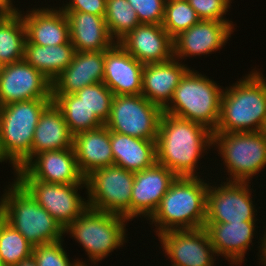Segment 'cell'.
Wrapping results in <instances>:
<instances>
[{
    "label": "cell",
    "instance_id": "74e56055",
    "mask_svg": "<svg viewBox=\"0 0 266 266\" xmlns=\"http://www.w3.org/2000/svg\"><path fill=\"white\" fill-rule=\"evenodd\" d=\"M64 4V7H60L63 11L85 12L96 16H105L106 13V0H69Z\"/></svg>",
    "mask_w": 266,
    "mask_h": 266
},
{
    "label": "cell",
    "instance_id": "44dd1931",
    "mask_svg": "<svg viewBox=\"0 0 266 266\" xmlns=\"http://www.w3.org/2000/svg\"><path fill=\"white\" fill-rule=\"evenodd\" d=\"M255 223H205L204 229L217 256H224L232 265H241L255 236Z\"/></svg>",
    "mask_w": 266,
    "mask_h": 266
},
{
    "label": "cell",
    "instance_id": "e0dca14e",
    "mask_svg": "<svg viewBox=\"0 0 266 266\" xmlns=\"http://www.w3.org/2000/svg\"><path fill=\"white\" fill-rule=\"evenodd\" d=\"M144 64L131 56L119 43L105 51L103 83L115 95L142 92Z\"/></svg>",
    "mask_w": 266,
    "mask_h": 266
},
{
    "label": "cell",
    "instance_id": "f35d334b",
    "mask_svg": "<svg viewBox=\"0 0 266 266\" xmlns=\"http://www.w3.org/2000/svg\"><path fill=\"white\" fill-rule=\"evenodd\" d=\"M13 0H0V13L2 15H15L20 12L19 8L14 7Z\"/></svg>",
    "mask_w": 266,
    "mask_h": 266
},
{
    "label": "cell",
    "instance_id": "484cf974",
    "mask_svg": "<svg viewBox=\"0 0 266 266\" xmlns=\"http://www.w3.org/2000/svg\"><path fill=\"white\" fill-rule=\"evenodd\" d=\"M73 148V135L61 109L52 101L42 112L31 145V159L38 153Z\"/></svg>",
    "mask_w": 266,
    "mask_h": 266
},
{
    "label": "cell",
    "instance_id": "7c38bea8",
    "mask_svg": "<svg viewBox=\"0 0 266 266\" xmlns=\"http://www.w3.org/2000/svg\"><path fill=\"white\" fill-rule=\"evenodd\" d=\"M249 183L251 184V182L224 181L220 186L209 183L205 223L257 221L255 217L257 208L253 204L255 202L251 197L254 196L251 194L253 189H250Z\"/></svg>",
    "mask_w": 266,
    "mask_h": 266
},
{
    "label": "cell",
    "instance_id": "f1b7e54d",
    "mask_svg": "<svg viewBox=\"0 0 266 266\" xmlns=\"http://www.w3.org/2000/svg\"><path fill=\"white\" fill-rule=\"evenodd\" d=\"M26 28L20 13L0 17V67L24 57Z\"/></svg>",
    "mask_w": 266,
    "mask_h": 266
},
{
    "label": "cell",
    "instance_id": "603a6c76",
    "mask_svg": "<svg viewBox=\"0 0 266 266\" xmlns=\"http://www.w3.org/2000/svg\"><path fill=\"white\" fill-rule=\"evenodd\" d=\"M105 51L76 52L73 61L52 82V94H75L103 82Z\"/></svg>",
    "mask_w": 266,
    "mask_h": 266
},
{
    "label": "cell",
    "instance_id": "ffe728a7",
    "mask_svg": "<svg viewBox=\"0 0 266 266\" xmlns=\"http://www.w3.org/2000/svg\"><path fill=\"white\" fill-rule=\"evenodd\" d=\"M29 12V13H28ZM26 28V39L39 46H56L70 41L69 22L59 7L32 8L19 12Z\"/></svg>",
    "mask_w": 266,
    "mask_h": 266
},
{
    "label": "cell",
    "instance_id": "d590c367",
    "mask_svg": "<svg viewBox=\"0 0 266 266\" xmlns=\"http://www.w3.org/2000/svg\"><path fill=\"white\" fill-rule=\"evenodd\" d=\"M140 23L162 25L166 0H127Z\"/></svg>",
    "mask_w": 266,
    "mask_h": 266
},
{
    "label": "cell",
    "instance_id": "d6a6232c",
    "mask_svg": "<svg viewBox=\"0 0 266 266\" xmlns=\"http://www.w3.org/2000/svg\"><path fill=\"white\" fill-rule=\"evenodd\" d=\"M200 20L187 0H169L165 2L162 27L172 38Z\"/></svg>",
    "mask_w": 266,
    "mask_h": 266
},
{
    "label": "cell",
    "instance_id": "6da1fadb",
    "mask_svg": "<svg viewBox=\"0 0 266 266\" xmlns=\"http://www.w3.org/2000/svg\"><path fill=\"white\" fill-rule=\"evenodd\" d=\"M213 146L206 126L163 112L156 139V162L177 177H199L197 165Z\"/></svg>",
    "mask_w": 266,
    "mask_h": 266
},
{
    "label": "cell",
    "instance_id": "b9f144b4",
    "mask_svg": "<svg viewBox=\"0 0 266 266\" xmlns=\"http://www.w3.org/2000/svg\"><path fill=\"white\" fill-rule=\"evenodd\" d=\"M0 266H5L2 261H1V258H0Z\"/></svg>",
    "mask_w": 266,
    "mask_h": 266
},
{
    "label": "cell",
    "instance_id": "2e32d148",
    "mask_svg": "<svg viewBox=\"0 0 266 266\" xmlns=\"http://www.w3.org/2000/svg\"><path fill=\"white\" fill-rule=\"evenodd\" d=\"M176 178L170 169L157 162L149 168L135 172L131 193V221L141 216L148 220Z\"/></svg>",
    "mask_w": 266,
    "mask_h": 266
},
{
    "label": "cell",
    "instance_id": "d6986e66",
    "mask_svg": "<svg viewBox=\"0 0 266 266\" xmlns=\"http://www.w3.org/2000/svg\"><path fill=\"white\" fill-rule=\"evenodd\" d=\"M118 43L143 64L166 62L174 57L173 38L162 25L141 23Z\"/></svg>",
    "mask_w": 266,
    "mask_h": 266
},
{
    "label": "cell",
    "instance_id": "9c48e42d",
    "mask_svg": "<svg viewBox=\"0 0 266 266\" xmlns=\"http://www.w3.org/2000/svg\"><path fill=\"white\" fill-rule=\"evenodd\" d=\"M85 181L88 207L121 215L131 221L134 172L112 165L94 170Z\"/></svg>",
    "mask_w": 266,
    "mask_h": 266
},
{
    "label": "cell",
    "instance_id": "52a82bcc",
    "mask_svg": "<svg viewBox=\"0 0 266 266\" xmlns=\"http://www.w3.org/2000/svg\"><path fill=\"white\" fill-rule=\"evenodd\" d=\"M124 216L102 212L87 207L75 219L64 233L70 234L83 246L91 264H96L108 257L111 252L126 243V223Z\"/></svg>",
    "mask_w": 266,
    "mask_h": 266
},
{
    "label": "cell",
    "instance_id": "7a4b0ae2",
    "mask_svg": "<svg viewBox=\"0 0 266 266\" xmlns=\"http://www.w3.org/2000/svg\"><path fill=\"white\" fill-rule=\"evenodd\" d=\"M253 71L225 88L214 132H255L266 128V77Z\"/></svg>",
    "mask_w": 266,
    "mask_h": 266
},
{
    "label": "cell",
    "instance_id": "e575fe53",
    "mask_svg": "<svg viewBox=\"0 0 266 266\" xmlns=\"http://www.w3.org/2000/svg\"><path fill=\"white\" fill-rule=\"evenodd\" d=\"M63 239L57 242L41 244L33 247L32 256L37 266H88L83 261L74 259L70 262L69 255L63 248ZM77 260V261H76Z\"/></svg>",
    "mask_w": 266,
    "mask_h": 266
},
{
    "label": "cell",
    "instance_id": "cb8c5ba5",
    "mask_svg": "<svg viewBox=\"0 0 266 266\" xmlns=\"http://www.w3.org/2000/svg\"><path fill=\"white\" fill-rule=\"evenodd\" d=\"M69 22L70 42L76 52L110 49L116 42L110 37L104 16L77 11H63Z\"/></svg>",
    "mask_w": 266,
    "mask_h": 266
},
{
    "label": "cell",
    "instance_id": "8fae6325",
    "mask_svg": "<svg viewBox=\"0 0 266 266\" xmlns=\"http://www.w3.org/2000/svg\"><path fill=\"white\" fill-rule=\"evenodd\" d=\"M163 109L143 95H115L104 124L110 131L156 141Z\"/></svg>",
    "mask_w": 266,
    "mask_h": 266
},
{
    "label": "cell",
    "instance_id": "836d02e7",
    "mask_svg": "<svg viewBox=\"0 0 266 266\" xmlns=\"http://www.w3.org/2000/svg\"><path fill=\"white\" fill-rule=\"evenodd\" d=\"M75 95L82 100L103 124L106 123L111 113L114 94L103 82L85 86Z\"/></svg>",
    "mask_w": 266,
    "mask_h": 266
},
{
    "label": "cell",
    "instance_id": "8992f818",
    "mask_svg": "<svg viewBox=\"0 0 266 266\" xmlns=\"http://www.w3.org/2000/svg\"><path fill=\"white\" fill-rule=\"evenodd\" d=\"M223 91L213 79L190 68L163 112L197 122L214 132L220 119Z\"/></svg>",
    "mask_w": 266,
    "mask_h": 266
},
{
    "label": "cell",
    "instance_id": "3957f363",
    "mask_svg": "<svg viewBox=\"0 0 266 266\" xmlns=\"http://www.w3.org/2000/svg\"><path fill=\"white\" fill-rule=\"evenodd\" d=\"M199 177H177L148 219L157 236L170 230L204 228L209 183Z\"/></svg>",
    "mask_w": 266,
    "mask_h": 266
},
{
    "label": "cell",
    "instance_id": "8d00e7d4",
    "mask_svg": "<svg viewBox=\"0 0 266 266\" xmlns=\"http://www.w3.org/2000/svg\"><path fill=\"white\" fill-rule=\"evenodd\" d=\"M201 20L230 21L225 17L231 0H187Z\"/></svg>",
    "mask_w": 266,
    "mask_h": 266
},
{
    "label": "cell",
    "instance_id": "ab89813d",
    "mask_svg": "<svg viewBox=\"0 0 266 266\" xmlns=\"http://www.w3.org/2000/svg\"><path fill=\"white\" fill-rule=\"evenodd\" d=\"M260 246H259V253L260 255L258 257V260L260 261L259 263H261L262 265L264 264V266H266V230H264V234L263 237H261L260 239Z\"/></svg>",
    "mask_w": 266,
    "mask_h": 266
},
{
    "label": "cell",
    "instance_id": "83f0119b",
    "mask_svg": "<svg viewBox=\"0 0 266 266\" xmlns=\"http://www.w3.org/2000/svg\"><path fill=\"white\" fill-rule=\"evenodd\" d=\"M75 53L70 41L56 46H39L26 39L23 59L53 82L70 65Z\"/></svg>",
    "mask_w": 266,
    "mask_h": 266
},
{
    "label": "cell",
    "instance_id": "277c9868",
    "mask_svg": "<svg viewBox=\"0 0 266 266\" xmlns=\"http://www.w3.org/2000/svg\"><path fill=\"white\" fill-rule=\"evenodd\" d=\"M7 189L0 196V215L33 247L63 239L61 225L15 178Z\"/></svg>",
    "mask_w": 266,
    "mask_h": 266
},
{
    "label": "cell",
    "instance_id": "4fadbf2b",
    "mask_svg": "<svg viewBox=\"0 0 266 266\" xmlns=\"http://www.w3.org/2000/svg\"><path fill=\"white\" fill-rule=\"evenodd\" d=\"M32 99H52V82L24 59L0 67V107Z\"/></svg>",
    "mask_w": 266,
    "mask_h": 266
},
{
    "label": "cell",
    "instance_id": "7402d4cb",
    "mask_svg": "<svg viewBox=\"0 0 266 266\" xmlns=\"http://www.w3.org/2000/svg\"><path fill=\"white\" fill-rule=\"evenodd\" d=\"M189 69L182 60L179 62L175 57L166 62L144 64L141 95L164 109Z\"/></svg>",
    "mask_w": 266,
    "mask_h": 266
},
{
    "label": "cell",
    "instance_id": "5bb4252c",
    "mask_svg": "<svg viewBox=\"0 0 266 266\" xmlns=\"http://www.w3.org/2000/svg\"><path fill=\"white\" fill-rule=\"evenodd\" d=\"M158 238L171 266H213L216 261L217 255L204 228L170 230Z\"/></svg>",
    "mask_w": 266,
    "mask_h": 266
},
{
    "label": "cell",
    "instance_id": "4316f807",
    "mask_svg": "<svg viewBox=\"0 0 266 266\" xmlns=\"http://www.w3.org/2000/svg\"><path fill=\"white\" fill-rule=\"evenodd\" d=\"M114 165L139 172L156 163V141L110 131Z\"/></svg>",
    "mask_w": 266,
    "mask_h": 266
},
{
    "label": "cell",
    "instance_id": "d4e9b609",
    "mask_svg": "<svg viewBox=\"0 0 266 266\" xmlns=\"http://www.w3.org/2000/svg\"><path fill=\"white\" fill-rule=\"evenodd\" d=\"M73 149L78 167L85 177L96 169L114 165L110 130L105 125L74 135Z\"/></svg>",
    "mask_w": 266,
    "mask_h": 266
},
{
    "label": "cell",
    "instance_id": "f546056e",
    "mask_svg": "<svg viewBox=\"0 0 266 266\" xmlns=\"http://www.w3.org/2000/svg\"><path fill=\"white\" fill-rule=\"evenodd\" d=\"M52 101L61 109L73 136L104 125L75 94H52Z\"/></svg>",
    "mask_w": 266,
    "mask_h": 266
},
{
    "label": "cell",
    "instance_id": "9a60e30c",
    "mask_svg": "<svg viewBox=\"0 0 266 266\" xmlns=\"http://www.w3.org/2000/svg\"><path fill=\"white\" fill-rule=\"evenodd\" d=\"M235 30L232 21L200 20L173 38V55L177 60L212 54L220 50Z\"/></svg>",
    "mask_w": 266,
    "mask_h": 266
},
{
    "label": "cell",
    "instance_id": "ba28073f",
    "mask_svg": "<svg viewBox=\"0 0 266 266\" xmlns=\"http://www.w3.org/2000/svg\"><path fill=\"white\" fill-rule=\"evenodd\" d=\"M222 158L227 181L249 182L266 167V133L213 132V146Z\"/></svg>",
    "mask_w": 266,
    "mask_h": 266
},
{
    "label": "cell",
    "instance_id": "30bf717a",
    "mask_svg": "<svg viewBox=\"0 0 266 266\" xmlns=\"http://www.w3.org/2000/svg\"><path fill=\"white\" fill-rule=\"evenodd\" d=\"M15 179L30 193L60 225L66 229L88 207L78 190L86 184H54L33 179L23 168L17 169Z\"/></svg>",
    "mask_w": 266,
    "mask_h": 266
},
{
    "label": "cell",
    "instance_id": "5b68a950",
    "mask_svg": "<svg viewBox=\"0 0 266 266\" xmlns=\"http://www.w3.org/2000/svg\"><path fill=\"white\" fill-rule=\"evenodd\" d=\"M52 99H32L0 107V156L14 172L31 160V145L37 123Z\"/></svg>",
    "mask_w": 266,
    "mask_h": 266
},
{
    "label": "cell",
    "instance_id": "ac0fdd59",
    "mask_svg": "<svg viewBox=\"0 0 266 266\" xmlns=\"http://www.w3.org/2000/svg\"><path fill=\"white\" fill-rule=\"evenodd\" d=\"M23 169L36 180L54 184H86L73 148L36 154Z\"/></svg>",
    "mask_w": 266,
    "mask_h": 266
},
{
    "label": "cell",
    "instance_id": "60d3db41",
    "mask_svg": "<svg viewBox=\"0 0 266 266\" xmlns=\"http://www.w3.org/2000/svg\"><path fill=\"white\" fill-rule=\"evenodd\" d=\"M14 266H37V263L33 256L21 261L20 263L14 265Z\"/></svg>",
    "mask_w": 266,
    "mask_h": 266
},
{
    "label": "cell",
    "instance_id": "4dcf8cb0",
    "mask_svg": "<svg viewBox=\"0 0 266 266\" xmlns=\"http://www.w3.org/2000/svg\"><path fill=\"white\" fill-rule=\"evenodd\" d=\"M33 246L0 215V258L5 266H14L32 256Z\"/></svg>",
    "mask_w": 266,
    "mask_h": 266
},
{
    "label": "cell",
    "instance_id": "1f68e13d",
    "mask_svg": "<svg viewBox=\"0 0 266 266\" xmlns=\"http://www.w3.org/2000/svg\"><path fill=\"white\" fill-rule=\"evenodd\" d=\"M104 18L110 37L116 43L141 24L137 13L127 0H106Z\"/></svg>",
    "mask_w": 266,
    "mask_h": 266
}]
</instances>
